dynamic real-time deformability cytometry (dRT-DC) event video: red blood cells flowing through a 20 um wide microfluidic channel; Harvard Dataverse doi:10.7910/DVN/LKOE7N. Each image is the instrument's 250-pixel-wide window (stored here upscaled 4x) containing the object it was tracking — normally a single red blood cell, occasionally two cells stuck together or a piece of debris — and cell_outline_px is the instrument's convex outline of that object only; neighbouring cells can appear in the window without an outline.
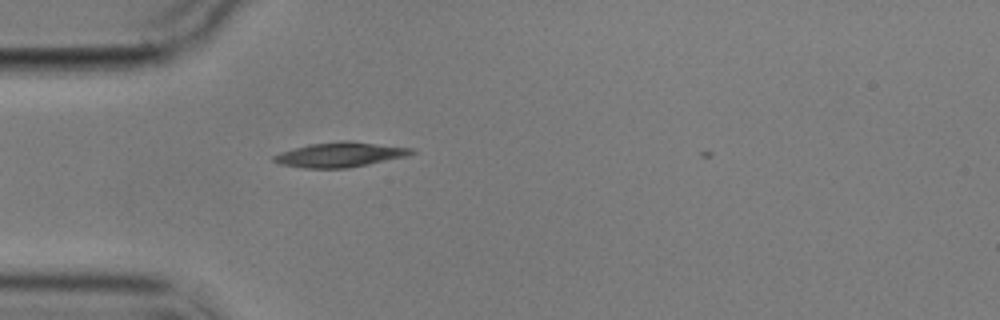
{"species": "common noctule bat (a hibernating species)", "species_latin": "Nyctalus noctula", "temperature_condition": "cold", "stored_images_in_passage": 2, "camera_frame_rate_fps": 3000, "um_per_image_px": 0.085, "animal": {"sex": "male", "body_mass_g": 17.9}, "frame": {"image": 1, "passage_image": 2, "time_ms": 1.0, "image_size_px": [1000, 320], "cell_outline_px": [[416, 152], [408, 156], [348, 168], [304, 168], [280, 164], [272, 160], [272, 156], [280, 152], [308, 144], [344, 140], [348, 140], [412, 148]], "centroid_in_image_um": [28.9, 13.14], "position_along_channel_um": 56.1, "area_um2": 19.94}}